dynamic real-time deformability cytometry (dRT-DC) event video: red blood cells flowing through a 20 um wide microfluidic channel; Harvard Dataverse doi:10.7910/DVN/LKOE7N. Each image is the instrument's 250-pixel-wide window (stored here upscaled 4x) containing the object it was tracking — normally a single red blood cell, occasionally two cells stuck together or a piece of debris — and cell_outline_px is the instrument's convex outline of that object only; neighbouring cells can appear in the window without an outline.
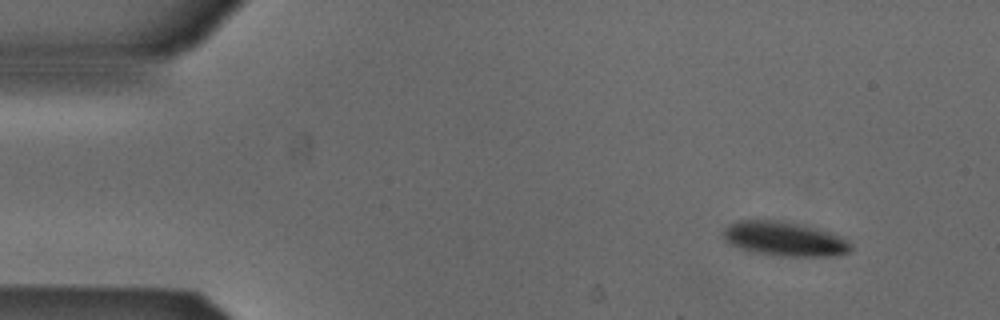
{"species": "Egyptian fruit bat (a non-hibernating species)", "species_latin": "Rousettus aegyptiacus", "temperature_condition": "cold", "stored_images_in_passage": 3, "camera_frame_rate_fps": 3000, "um_per_image_px": 0.085, "animal": {"sex": "male"}, "frame": {"image": 1, "passage_image": 1, "time_ms": 0.0, "image_size_px": [1000, 320], "cell_outline_px": [[852, 248], [848, 252], [832, 256], [780, 256], [756, 252], [740, 248], [724, 240], [724, 228], [728, 224], [736, 220], [772, 220], [796, 224], [816, 228], [840, 236], [848, 240], [852, 244]], "centroid_in_image_um": [66.67, 20.31], "position_along_channel_um": 18.3, "area_um2": 25.2}}